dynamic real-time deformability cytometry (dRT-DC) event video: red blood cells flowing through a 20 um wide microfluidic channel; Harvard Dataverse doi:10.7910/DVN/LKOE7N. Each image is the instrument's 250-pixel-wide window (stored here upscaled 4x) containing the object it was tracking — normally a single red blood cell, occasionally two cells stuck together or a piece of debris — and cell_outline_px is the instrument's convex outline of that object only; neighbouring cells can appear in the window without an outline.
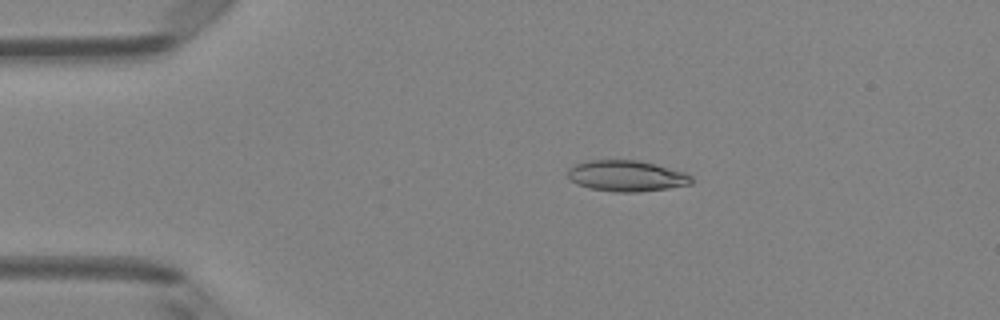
{"species": "Egyptian fruit bat (a non-hibernating species)", "species_latin": "Rousettus aegyptiacus", "temperature_condition": "room temperature", "stored_images_in_passage": 4, "camera_frame_rate_fps": 3000, "um_per_image_px": 0.085, "animal": {"sex": "female"}, "frame": {"image": 1, "passage_image": 3, "time_ms": 0.667, "image_size_px": [1000, 320], "cell_outline_px": [[692, 184], [668, 188], [636, 192], [616, 192], [592, 188], [576, 184], [568, 176], [568, 168], [576, 164], [588, 160], [640, 160], [656, 164], [684, 172], [692, 176]], "centroid_in_image_um": [53.27, 14.94], "position_along_channel_um": 31.7, "area_um2": 22.25}}